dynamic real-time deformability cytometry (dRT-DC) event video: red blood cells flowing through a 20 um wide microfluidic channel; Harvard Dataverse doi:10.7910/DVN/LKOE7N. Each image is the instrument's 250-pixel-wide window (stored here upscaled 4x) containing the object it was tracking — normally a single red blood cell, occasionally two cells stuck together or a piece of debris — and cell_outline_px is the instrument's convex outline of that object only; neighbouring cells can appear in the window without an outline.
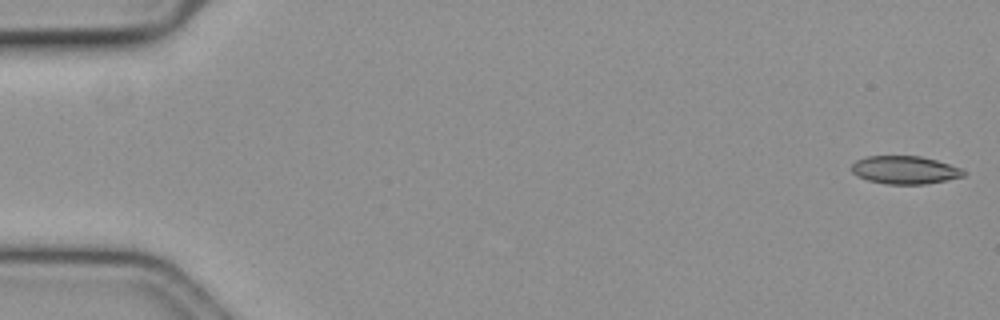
{"species": "common noctule bat (a hibernating species)", "species_latin": "Nyctalus noctula", "temperature_condition": "cold", "stored_images_in_passage": 16, "camera_frame_rate_fps": 3000, "um_per_image_px": 0.085, "animal": {"sex": "female", "body_mass_g": 19.3, "forearm_length_mm": 54.1}, "frame": {"image": 1, "passage_image": 1, "time_ms": 0.0, "image_size_px": [1000, 320], "cell_outline_px": [[968, 172], [964, 176], [924, 184], [888, 184], [868, 180], [856, 176], [852, 172], [852, 164], [856, 160], [868, 156], [920, 156], [936, 160], [960, 168]], "centroid_in_image_um": [76.89, 14.44], "position_along_channel_um": 8.1, "area_um2": 18.15}}
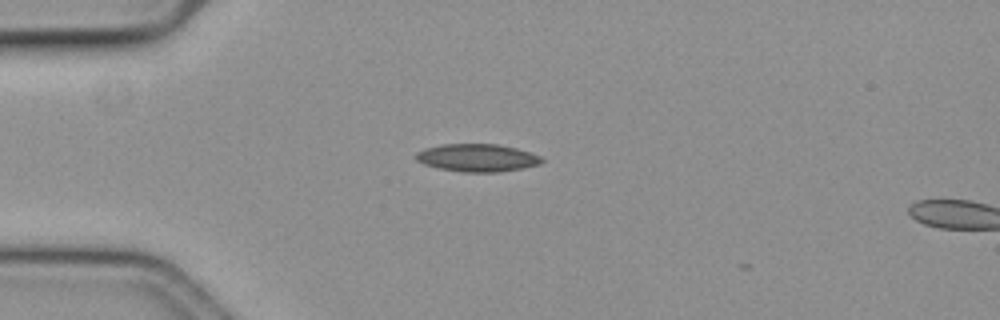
{"frame": {"image": 2, "passage_image": 15, "time_ms": 4.667, "image_size_px": [1000, 320], "cell_outline_px": [[544, 160], [540, 164], [524, 168], [496, 172], [464, 172], [440, 168], [424, 164], [416, 160], [416, 152], [424, 148], [440, 144], [500, 144], [516, 148], [540, 156]], "centroid_in_image_um": [40.56, 13.4], "position_along_channel_um": 44.4, "area_um2": 20.29}}